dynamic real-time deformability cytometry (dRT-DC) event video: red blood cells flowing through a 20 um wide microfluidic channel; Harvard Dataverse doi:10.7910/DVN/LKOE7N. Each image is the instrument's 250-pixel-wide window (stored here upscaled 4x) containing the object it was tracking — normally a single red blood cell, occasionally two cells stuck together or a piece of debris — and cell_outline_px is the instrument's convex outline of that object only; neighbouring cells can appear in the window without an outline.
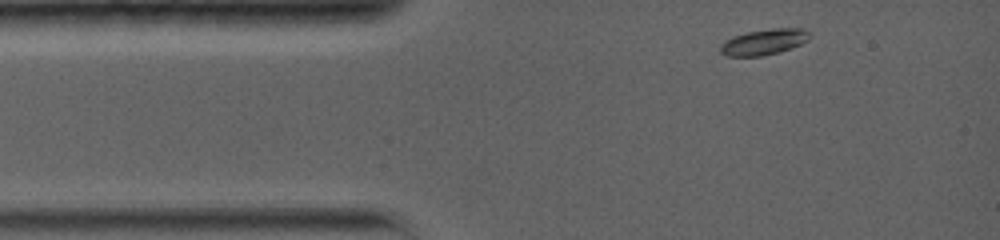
{"species": "common noctule bat (a hibernating species)", "species_latin": "Nyctalus noctula", "temperature_condition": "warm", "stored_images_in_passage": 28, "camera_frame_rate_fps": 5000, "um_per_image_px": 0.085, "animal": {"sex": "female", "body_mass_g": 19.0, "forearm_length_mm": 56.7}, "frame": {"image": 1, "passage_image": 1, "time_ms": 0.0, "image_size_px": [1000, 240], "cell_outline_px": [[808, 40], [792, 48], [780, 52], [760, 56], [724, 56], [720, 52], [720, 44], [724, 40], [732, 36], [748, 32], [772, 28], [800, 28], [808, 32]], "centroid_in_image_um": [64.88, 3.57], "position_along_channel_um": 20.1, "area_um2": 13.41}}
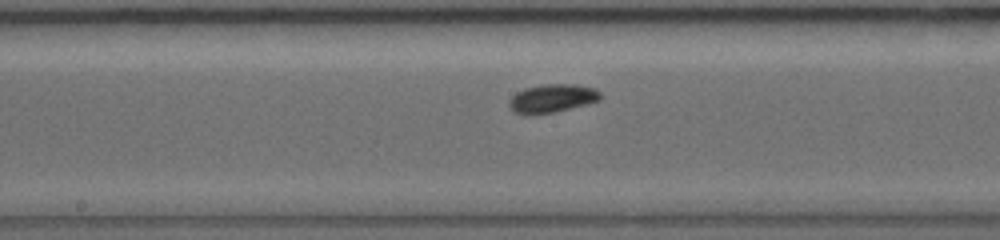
{"frame": {"image": 2, "passage_image": 16, "time_ms": 5.8, "image_size_px": [1000, 240], "cell_outline_px": [[600, 100], [588, 104], [552, 112], [528, 116], [524, 116], [512, 112], [508, 104], [508, 100], [516, 92], [524, 88], [544, 84], [576, 84], [596, 88], [600, 92]], "centroid_in_image_um": [46.88, 8.37], "position_along_channel_um": 201.3, "area_um2": 15.43}}
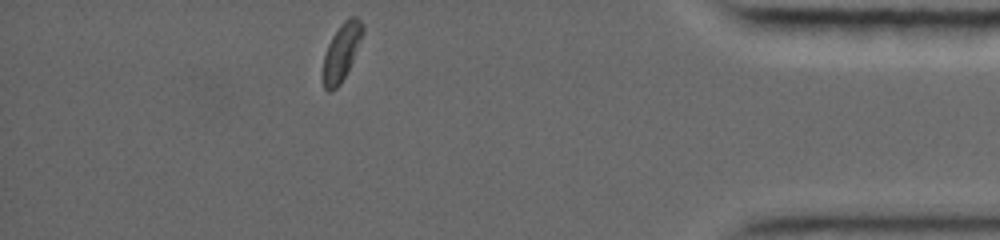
{"frame": {"image": 3, "passage_image": 28, "time_ms": 12.4, "image_size_px": [1000, 240], "cell_outline_px": [[364, 32], [352, 60], [340, 84], [336, 88], [328, 92], [324, 88], [324, 56], [328, 44], [332, 36], [340, 24], [348, 16], [356, 16], [364, 24]], "centroid_in_image_um": [29.05, 4.35], "position_along_channel_um": 406.2, "area_um2": 12.95}, "authors_computed_cell_mechanics": {"area_um2": 13.6986, "velocity_mm_per_s": 3.7404, "shape_relaxation_time_tau1_ms": 2.9907, "shape_relaxation_time_tau2_ms": 4.8961, "deformation_change_tau1": 0.1491, "deformation_change_tau2": 0.069}}